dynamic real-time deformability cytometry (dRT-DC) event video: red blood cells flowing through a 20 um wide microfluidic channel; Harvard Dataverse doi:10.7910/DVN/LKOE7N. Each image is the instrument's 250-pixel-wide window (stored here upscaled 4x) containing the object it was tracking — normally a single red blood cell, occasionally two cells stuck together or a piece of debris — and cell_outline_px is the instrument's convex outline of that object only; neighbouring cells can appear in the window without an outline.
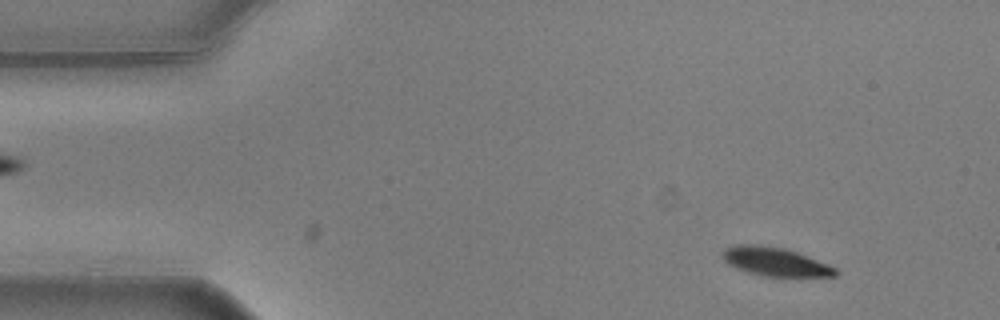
{"species": "common noctule bat (a hibernating species)", "species_latin": "Nyctalus noctula", "temperature_condition": "warm", "stored_images_in_passage": 55, "camera_frame_rate_fps": 3000, "um_per_image_px": 0.085, "animal": {"sex": "male", "body_mass_g": 20.5, "forearm_length_mm": 52.5}, "frame": {"image": 1, "passage_image": 5, "time_ms": 1.333, "image_size_px": [1000, 320], "cell_outline_px": [[840, 272], [836, 276], [764, 276], [748, 272], [736, 268], [728, 264], [720, 256], [728, 248], [736, 244], [752, 244], [784, 248], [796, 252], [828, 264], [836, 268]], "centroid_in_image_um": [65.9, 22.25], "position_along_channel_um": 19.1, "area_um2": 18.61}}
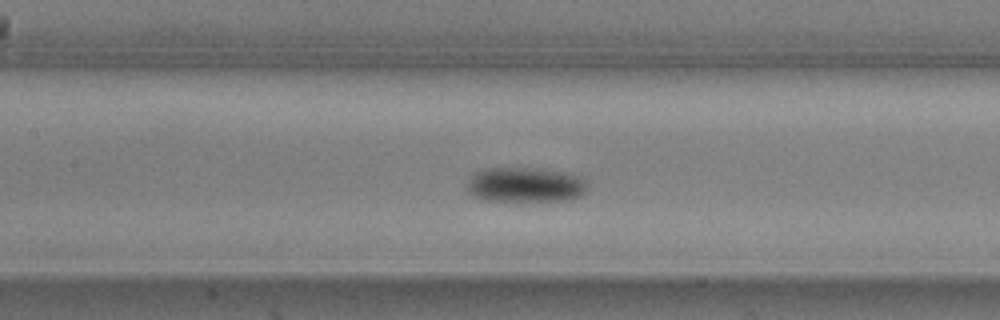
{"frame": {"image": 2, "passage_image": 24, "time_ms": 7.667, "image_size_px": [1000, 320], "cell_outline_px": [[588, 188], [580, 196], [568, 200], [488, 200], [472, 196], [468, 192], [468, 180], [472, 172], [480, 168], [540, 168], [568, 172], [580, 176], [588, 184]], "centroid_in_image_um": [44.64, 15.68], "position_along_channel_um": 162.8, "area_um2": 24.74}}
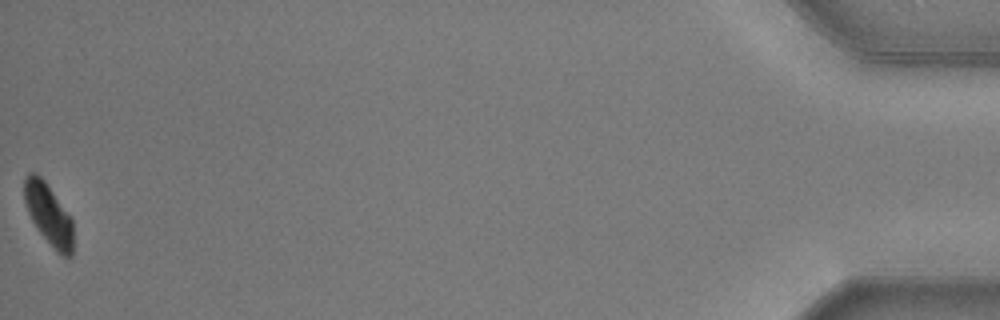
{"frame": {"image": 3, "passage_image": 55, "time_ms": 18.0, "image_size_px": [1000, 320], "cell_outline_px": [[72, 256], [64, 256], [56, 252], [40, 232], [32, 220], [28, 212], [24, 200], [24, 176], [28, 172], [36, 172], [44, 180], [72, 220]], "centroid_in_image_um": [4.1, 18.19], "position_along_channel_um": 431.1, "area_um2": 17.11}, "authors_computed_cell_mechanics": {"area_um2": 20.5768, "velocity_mm_per_s": 3.5995, "shape_relaxation_time_tau1_ms": 3.5586, "shape_relaxation_time_tau2_ms": null, "deformation_change_tau1": 0.1375, "deformation_change_tau2": null}}